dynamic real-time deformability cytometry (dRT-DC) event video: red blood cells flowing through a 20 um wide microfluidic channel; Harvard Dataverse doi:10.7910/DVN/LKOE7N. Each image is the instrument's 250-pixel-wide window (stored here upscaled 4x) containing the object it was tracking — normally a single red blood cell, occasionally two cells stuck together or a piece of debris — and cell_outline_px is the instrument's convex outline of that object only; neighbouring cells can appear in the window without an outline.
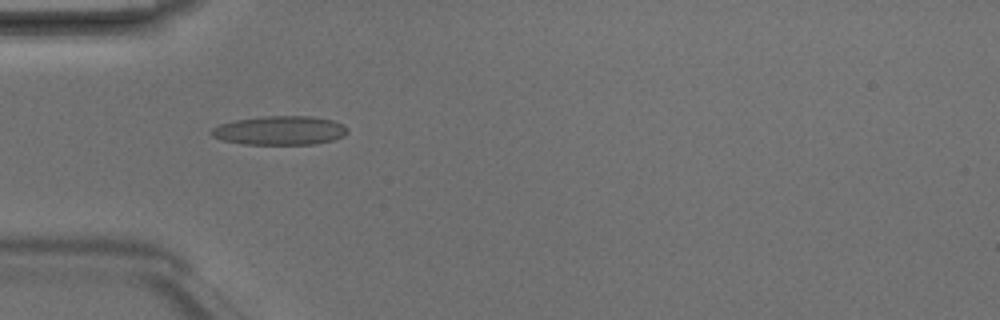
{"species": "Egyptian fruit bat (a non-hibernating species)", "species_latin": "Rousettus aegyptiacus", "temperature_condition": "room temperature", "stored_images_in_passage": 3, "camera_frame_rate_fps": 3000, "um_per_image_px": 0.085, "animal": {"sex": "male"}, "frame": {"image": 1, "passage_image": 3, "time_ms": 0.667, "image_size_px": [1000, 320], "cell_outline_px": [[348, 132], [344, 136], [332, 140], [316, 144], [244, 144], [224, 140], [212, 136], [208, 132], [212, 128], [220, 124], [236, 120], [264, 116], [312, 116], [332, 120], [344, 124], [348, 128]], "centroid_in_image_um": [23.81, 11.09], "position_along_channel_um": 61.2, "area_um2": 23.0}}